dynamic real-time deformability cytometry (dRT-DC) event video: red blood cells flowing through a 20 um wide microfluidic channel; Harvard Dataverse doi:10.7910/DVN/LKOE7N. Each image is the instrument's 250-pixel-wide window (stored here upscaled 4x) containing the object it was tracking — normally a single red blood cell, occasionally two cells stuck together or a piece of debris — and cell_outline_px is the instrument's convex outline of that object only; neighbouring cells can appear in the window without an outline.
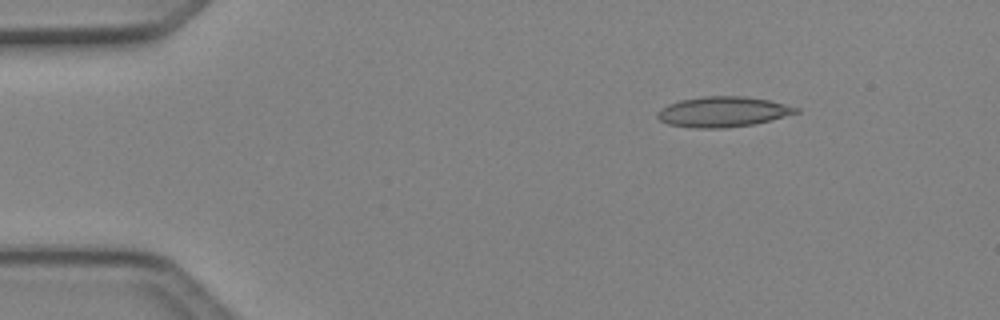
{"species": "Egyptian fruit bat (a non-hibernating species)", "species_latin": "Rousettus aegyptiacus", "temperature_condition": "cold", "stored_images_in_passage": 2, "camera_frame_rate_fps": 3000, "um_per_image_px": 0.085, "animal": {"sex": "female"}, "frame": {"image": 1, "passage_image": 1, "time_ms": 0.0, "image_size_px": [1000, 320], "cell_outline_px": [[800, 112], [756, 124], [724, 128], [692, 128], [668, 124], [660, 120], [656, 116], [656, 112], [660, 108], [668, 104], [680, 100], [704, 96], [744, 96], [768, 100], [800, 108]], "centroid_in_image_um": [61.42, 9.51], "position_along_channel_um": 23.6, "area_um2": 24.62}}